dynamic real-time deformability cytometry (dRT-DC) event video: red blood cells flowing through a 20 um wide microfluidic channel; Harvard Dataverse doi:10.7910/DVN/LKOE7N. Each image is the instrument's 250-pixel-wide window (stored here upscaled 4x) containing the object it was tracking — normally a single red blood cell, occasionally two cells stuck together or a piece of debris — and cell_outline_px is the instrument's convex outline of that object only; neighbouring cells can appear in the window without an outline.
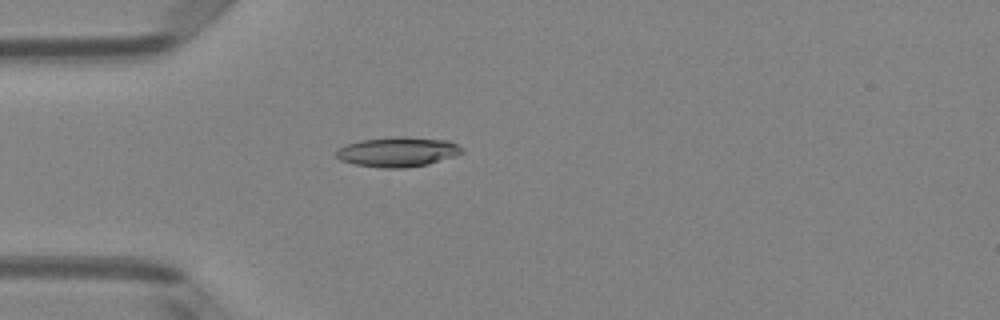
{"species": "Egyptian fruit bat (a non-hibernating species)", "species_latin": "Rousettus aegyptiacus", "temperature_condition": "room temperature", "stored_images_in_passage": 50, "camera_frame_rate_fps": 3000, "um_per_image_px": 0.085, "animal": {"sex": "female"}, "frame": {"image": 1, "passage_image": 14, "time_ms": 4.333, "image_size_px": [1000, 320], "cell_outline_px": [[464, 152], [428, 164], [404, 168], [384, 168], [356, 164], [340, 160], [336, 156], [336, 152], [340, 148], [348, 144], [360, 140], [396, 136], [404, 136], [448, 140], [464, 148]], "centroid_in_image_um": [33.82, 12.9], "position_along_channel_um": 51.2, "area_um2": 21.68}}
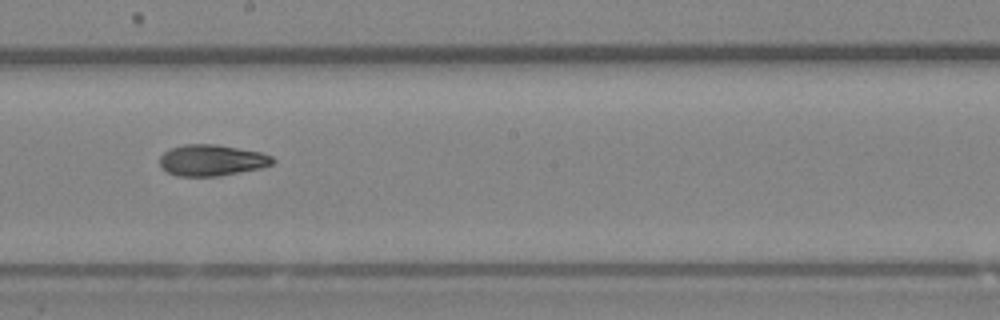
{"frame": {"image": 2, "passage_image": 28, "time_ms": 9.0, "image_size_px": [1000, 320], "cell_outline_px": [[276, 160], [272, 164], [260, 168], [220, 176], [176, 176], [168, 172], [160, 164], [160, 156], [164, 152], [172, 148], [184, 144], [216, 144], [260, 152], [272, 156]], "centroid_in_image_um": [18.01, 13.62], "position_along_channel_um": 230.2, "area_um2": 20.46}}
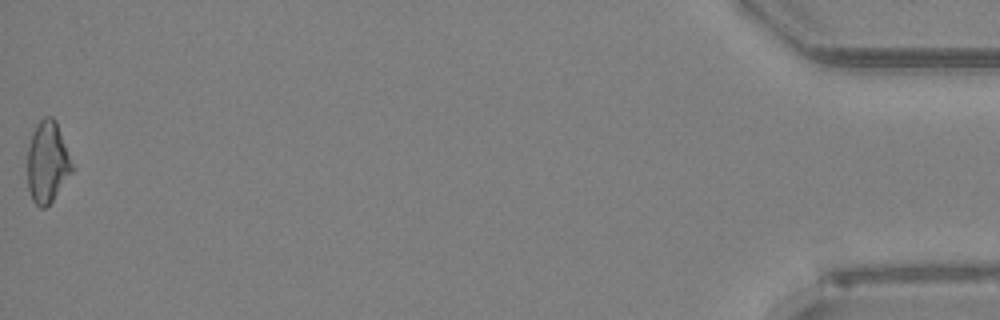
{"frame": {"image": 3, "passage_image": 50, "time_ms": 16.333, "image_size_px": [1000, 320], "cell_outline_px": [[72, 172], [52, 200], [44, 208], [40, 208], [32, 200], [28, 188], [28, 148], [32, 132], [36, 124], [44, 116], [52, 116], [56, 120], [72, 164]], "centroid_in_image_um": [4.01, 13.76], "position_along_channel_um": 431.2, "area_um2": 20.87}, "authors_computed_cell_mechanics": {"area_um2": 20.8658, "velocity_mm_per_s": 4.06, "shape_relaxation_time_tau1_ms": 6.6371, "shape_relaxation_time_tau2_ms": 5.726, "deformation_change_tau1": 0.1807, "deformation_change_tau2": 0.129}}